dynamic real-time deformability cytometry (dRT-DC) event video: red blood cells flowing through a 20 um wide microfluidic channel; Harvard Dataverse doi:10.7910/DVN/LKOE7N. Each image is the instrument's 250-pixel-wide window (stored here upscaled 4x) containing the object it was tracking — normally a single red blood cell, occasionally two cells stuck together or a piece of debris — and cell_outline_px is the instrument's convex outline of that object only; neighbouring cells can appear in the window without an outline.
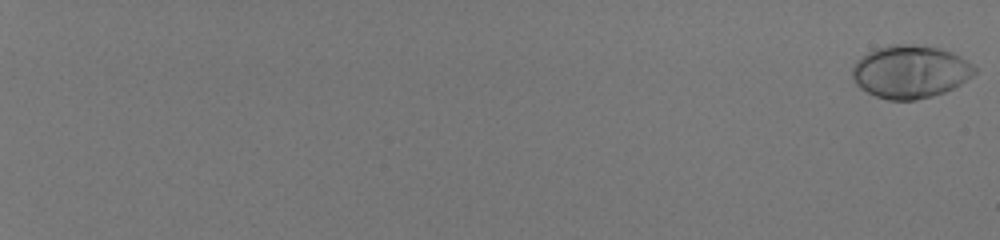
{"species": "human", "species_latin": "Homo sapiens", "temperature_condition": "room temperature", "stored_images_in_passage": 58, "camera_frame_rate_fps": 3000, "um_per_image_px": 0.085, "donor": {"sex": "male"}, "frame": {"image": 1, "passage_image": 1, "time_ms": 0.0, "image_size_px": [1000, 240], "cell_outline_px": [[976, 72], [972, 76], [960, 84], [944, 92], [932, 96], [916, 100], [888, 100], [876, 96], [860, 88], [856, 84], [852, 76], [852, 68], [856, 60], [860, 56], [876, 48], [888, 44], [912, 44], [940, 48], [952, 52], [960, 56], [972, 64], [976, 68]], "centroid_in_image_um": [77.35, 6.08], "position_along_channel_um": 7.6, "area_um2": 37.86}}
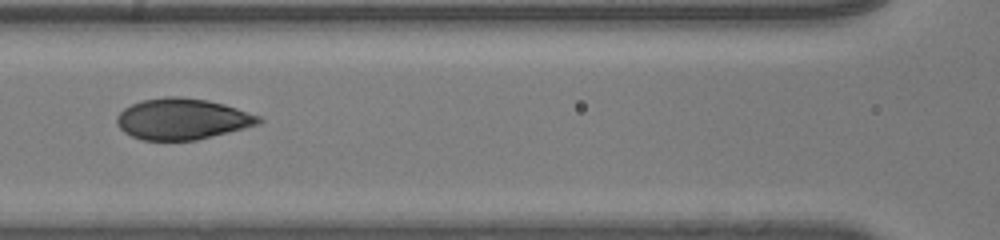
{"frame": {"image": 2, "passage_image": 34, "time_ms": 11.0, "image_size_px": [1000, 240], "cell_outline_px": [[264, 120], [260, 124], [196, 140], [140, 140], [124, 132], [116, 124], [116, 116], [124, 108], [140, 100], [164, 96], [180, 96], [208, 100], [224, 104], [260, 116]], "centroid_in_image_um": [15.47, 10.1], "position_along_channel_um": 151.1, "area_um2": 34.1}}
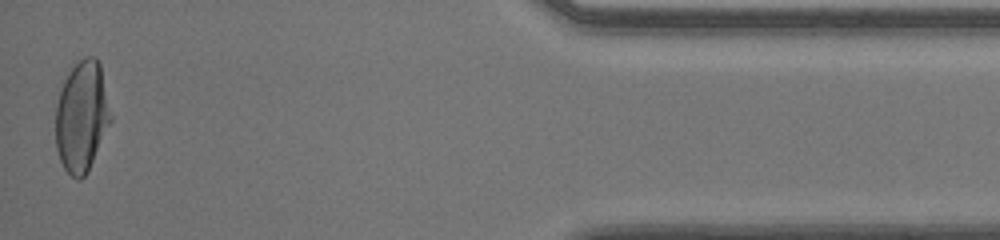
{"frame": {"image": 3, "passage_image": 58, "time_ms": 19.0, "image_size_px": [1000, 240], "cell_outline_px": [[112, 120], [88, 172], [80, 180], [76, 180], [64, 168], [60, 160], [56, 148], [56, 104], [64, 80], [72, 68], [84, 56], [92, 56], [100, 64], [112, 116]], "centroid_in_image_um": [6.96, 9.94], "position_along_channel_um": 428.2, "area_um2": 35.49}, "authors_computed_cell_mechanics": {"area_um2": 35.0557, "velocity_mm_per_s": 4.0864, "shape_relaxation_time_tau1_ms": 3.8322, "shape_relaxation_time_tau2_ms": null, "deformation_change_tau1": 0.2151, "deformation_change_tau2": null}}